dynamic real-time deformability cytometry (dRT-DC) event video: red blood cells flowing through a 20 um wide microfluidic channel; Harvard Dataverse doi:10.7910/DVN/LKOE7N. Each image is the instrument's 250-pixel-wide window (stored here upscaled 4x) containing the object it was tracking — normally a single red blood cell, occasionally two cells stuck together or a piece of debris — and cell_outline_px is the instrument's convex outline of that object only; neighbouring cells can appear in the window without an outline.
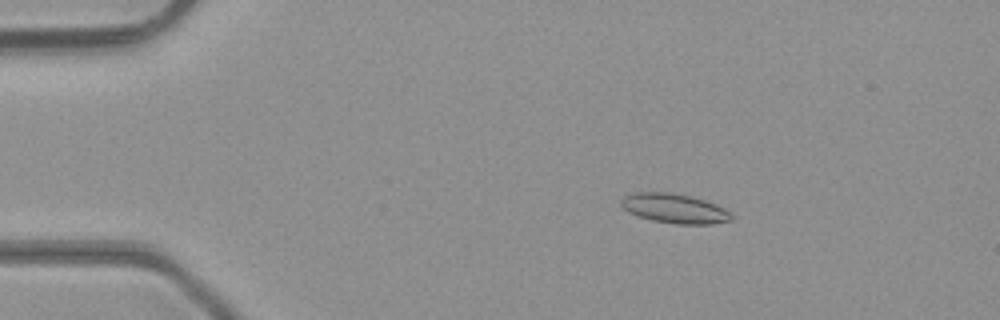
{"species": "common noctule bat (a hibernating species)", "species_latin": "Nyctalus noctula", "temperature_condition": "room temperature", "stored_images_in_passage": 48, "camera_frame_rate_fps": 3000, "um_per_image_px": 0.085, "animal": {"sex": "male", "body_mass_g": 23.1, "forearm_length_mm": 52.7}, "frame": {"image": 1, "passage_image": 9, "time_ms": 2.667, "image_size_px": [1000, 320], "cell_outline_px": [[732, 220], [712, 224], [676, 224], [652, 220], [628, 212], [620, 204], [620, 200], [624, 196], [636, 192], [672, 192], [692, 196], [704, 200], [724, 208], [732, 216]], "centroid_in_image_um": [57.31, 17.71], "position_along_channel_um": 27.7, "area_um2": 18.9}}
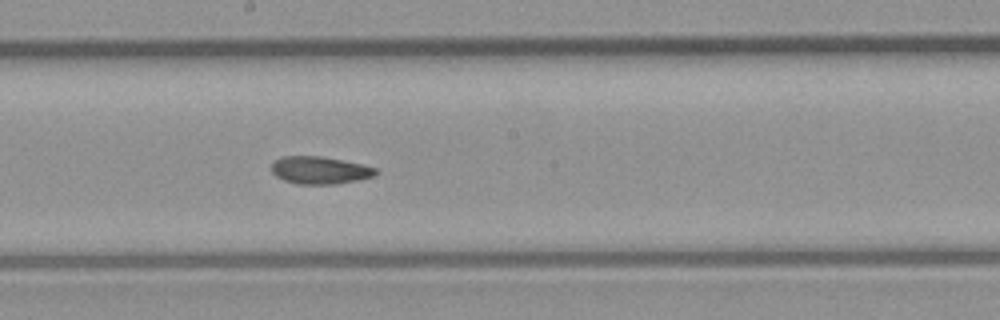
{"frame": {"image": 2, "passage_image": 27, "time_ms": 8.667, "image_size_px": [1000, 320], "cell_outline_px": [[380, 172], [376, 176], [336, 184], [300, 184], [284, 180], [276, 176], [272, 172], [272, 164], [276, 160], [284, 156], [320, 156], [360, 164], [376, 168]], "centroid_in_image_um": [27.21, 14.47], "position_along_channel_um": 221.0, "area_um2": 16.53}}
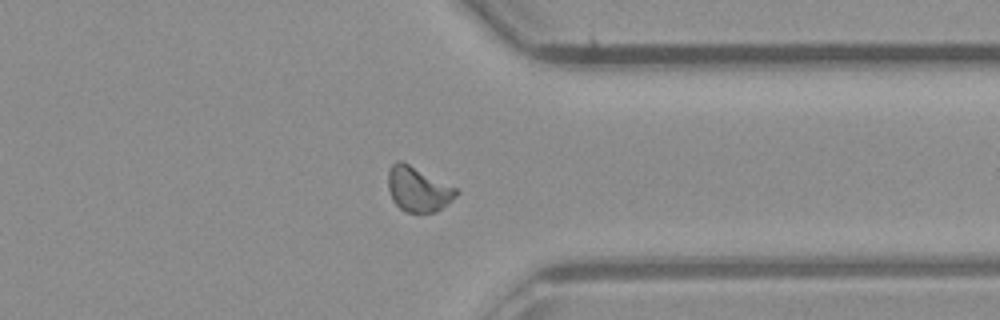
{"frame": {"image": 3, "passage_image": 38, "time_ms": 12.333, "image_size_px": [1000, 320], "cell_outline_px": [[460, 192], [448, 204], [436, 212], [408, 212], [400, 208], [392, 200], [388, 188], [388, 172], [392, 164], [396, 160], [400, 160], [456, 188]], "centroid_in_image_um": [35.53, 16.09], "position_along_channel_um": 375.9, "area_um2": 17.57}, "authors_computed_cell_mechanics": {"area_um2": 17.2822, "velocity_mm_per_s": 4.3268, "shape_relaxation_time_tau1_ms": null, "shape_relaxation_time_tau2_ms": 2.7544, "deformation_change_tau1": null, "deformation_change_tau2": 0.0968}}